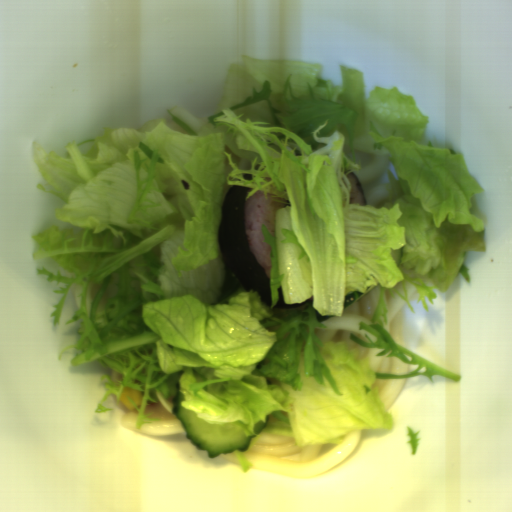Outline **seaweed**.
I'll use <instances>...</instances> for the list:
<instances>
[{"label": "seaweed", "instance_id": "seaweed-1", "mask_svg": "<svg viewBox=\"0 0 512 512\" xmlns=\"http://www.w3.org/2000/svg\"><path fill=\"white\" fill-rule=\"evenodd\" d=\"M254 188L234 185L225 194L221 206L217 243L231 271L245 288L258 295L263 303L273 306L271 275L262 269L249 248L244 213L246 194Z\"/></svg>", "mask_w": 512, "mask_h": 512}, {"label": "seaweed", "instance_id": "seaweed-2", "mask_svg": "<svg viewBox=\"0 0 512 512\" xmlns=\"http://www.w3.org/2000/svg\"><path fill=\"white\" fill-rule=\"evenodd\" d=\"M349 174H350V176H351V177H353V178L355 179V181H356V183H357V185H358V187H359L360 194H361V197H362V200H363V204H364L363 206H367L366 195H365V193H364L363 187H362V185H361V183H360V181H359V179H358V177H357L356 173H354V172L352 171V172H349Z\"/></svg>", "mask_w": 512, "mask_h": 512}]
</instances>
